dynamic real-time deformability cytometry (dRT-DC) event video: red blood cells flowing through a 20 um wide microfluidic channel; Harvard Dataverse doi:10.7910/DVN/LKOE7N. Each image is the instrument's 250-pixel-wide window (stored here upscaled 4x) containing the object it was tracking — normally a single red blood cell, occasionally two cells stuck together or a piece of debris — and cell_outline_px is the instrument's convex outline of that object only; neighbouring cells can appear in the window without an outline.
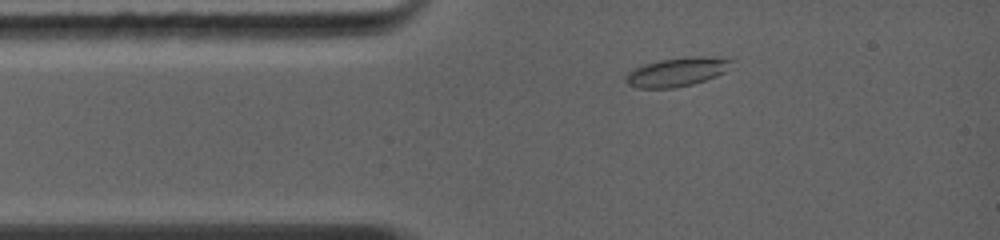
{"species": "common noctule bat (a hibernating species)", "species_latin": "Nyctalus noctula", "temperature_condition": "warm", "stored_images_in_passage": 3, "camera_frame_rate_fps": 5000, "um_per_image_px": 0.085, "animal": {"sex": "female", "body_mass_g": 19.0, "forearm_length_mm": 56.7}, "frame": {"image": 1, "passage_image": 2, "time_ms": 1.2, "image_size_px": [1000, 240], "cell_outline_px": [[732, 60], [724, 72], [716, 76], [692, 84], [672, 88], [636, 88], [628, 84], [624, 80], [624, 76], [628, 72], [644, 64], [660, 60], [684, 56], [704, 56]], "centroid_in_image_um": [57.47, 6.12], "position_along_channel_um": 27.5, "area_um2": 17.57}}